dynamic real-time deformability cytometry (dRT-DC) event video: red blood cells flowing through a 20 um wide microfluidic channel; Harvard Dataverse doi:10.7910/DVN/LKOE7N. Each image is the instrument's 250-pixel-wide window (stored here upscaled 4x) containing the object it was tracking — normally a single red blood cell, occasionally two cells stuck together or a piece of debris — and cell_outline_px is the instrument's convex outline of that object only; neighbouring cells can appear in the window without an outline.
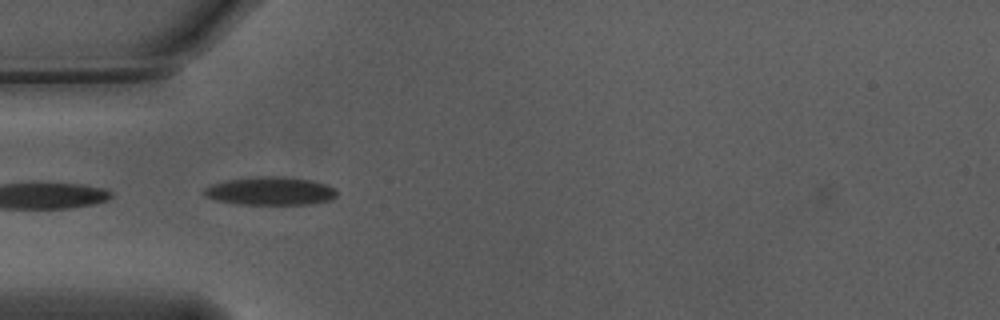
{"species": "Egyptian fruit bat (a non-hibernating species)", "species_latin": "Rousettus aegyptiacus", "temperature_condition": "warm", "stored_images_in_passage": 7, "camera_frame_rate_fps": 3000, "um_per_image_px": 0.085, "animal": {"sex": "male"}, "frame": {"image": 1, "passage_image": 4, "time_ms": 1.0, "image_size_px": [1000, 320], "cell_outline_px": [[336, 196], [332, 200], [308, 204], [240, 204], [216, 200], [204, 196], [200, 192], [204, 188], [212, 184], [228, 180], [260, 176], [276, 176], [308, 180], [324, 184], [332, 188], [336, 192]], "centroid_in_image_um": [22.91, 16.24], "position_along_channel_um": 62.1, "area_um2": 21.56}}